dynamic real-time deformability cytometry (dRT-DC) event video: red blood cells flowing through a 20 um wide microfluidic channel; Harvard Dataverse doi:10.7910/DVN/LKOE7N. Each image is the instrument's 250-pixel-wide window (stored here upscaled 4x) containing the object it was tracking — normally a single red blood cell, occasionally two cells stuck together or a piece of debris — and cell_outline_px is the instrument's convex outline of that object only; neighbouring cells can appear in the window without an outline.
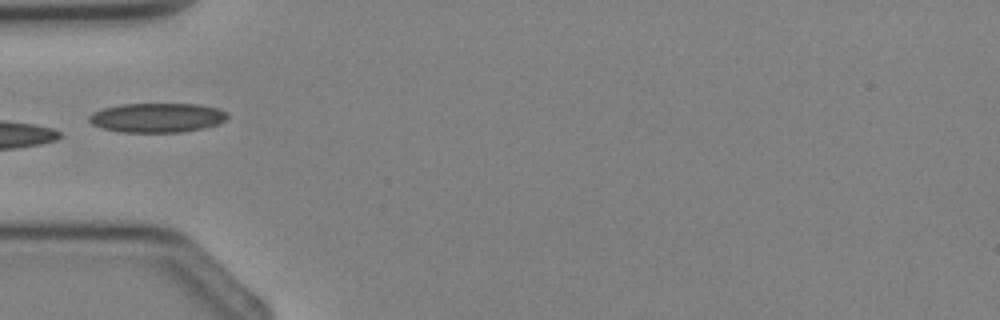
{"species": "Egyptian fruit bat (a non-hibernating species)", "species_latin": "Rousettus aegyptiacus", "temperature_condition": "cold", "stored_images_in_passage": 2, "camera_frame_rate_fps": 3000, "um_per_image_px": 0.085, "animal": {"sex": "female"}, "frame": {"image": 1, "passage_image": 2, "time_ms": 1.333, "image_size_px": [1000, 320], "cell_outline_px": [[228, 116], [224, 120], [216, 124], [204, 128], [184, 132], [120, 132], [100, 128], [92, 124], [88, 120], [88, 116], [92, 112], [104, 108], [120, 104], [196, 104], [220, 108], [228, 112]], "centroid_in_image_um": [13.34, 10.0], "position_along_channel_um": 71.7, "area_um2": 23.87}}